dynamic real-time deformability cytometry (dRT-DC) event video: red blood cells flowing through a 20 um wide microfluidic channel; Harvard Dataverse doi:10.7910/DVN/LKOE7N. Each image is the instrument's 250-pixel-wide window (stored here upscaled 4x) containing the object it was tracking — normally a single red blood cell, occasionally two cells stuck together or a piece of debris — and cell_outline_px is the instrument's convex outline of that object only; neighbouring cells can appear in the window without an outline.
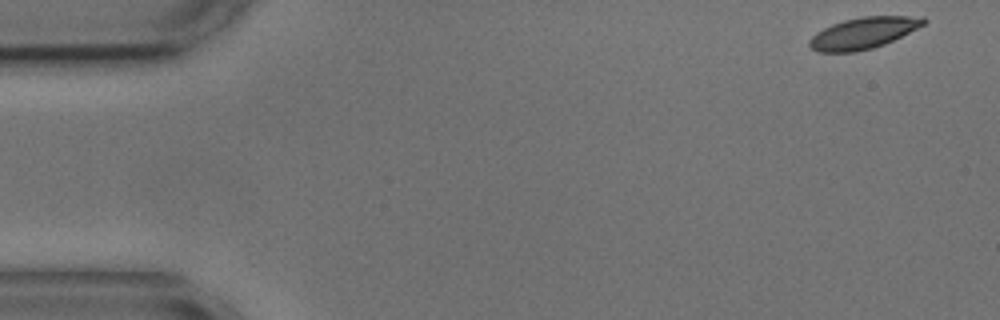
{"species": "common noctule bat (a hibernating species)", "species_latin": "Nyctalus noctula", "temperature_condition": "cold", "stored_images_in_passage": 54, "camera_frame_rate_fps": 3000, "um_per_image_px": 0.085, "animal": {"sex": "male", "body_mass_g": 17.9, "forearm_length_mm": 54.2}, "frame": {"image": 1, "passage_image": 1, "time_ms": 0.0, "image_size_px": [1000, 320], "cell_outline_px": [[928, 20], [924, 24], [884, 44], [872, 48], [856, 52], [816, 52], [808, 44], [808, 40], [816, 32], [832, 24], [844, 20], [860, 16], [924, 16]], "centroid_in_image_um": [73.35, 2.8], "position_along_channel_um": 11.6, "area_um2": 20.81}}
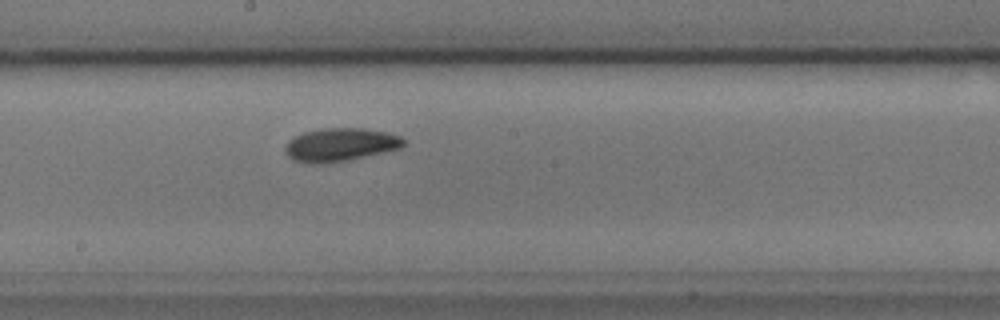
{"frame": {"image": 2, "passage_image": 28, "time_ms": 9.0, "image_size_px": [1000, 320], "cell_outline_px": [[404, 144], [400, 148], [384, 152], [324, 164], [308, 164], [292, 160], [284, 152], [284, 148], [288, 140], [304, 132], [320, 128], [364, 128], [384, 132], [400, 136], [404, 140]], "centroid_in_image_um": [28.86, 12.3], "position_along_channel_um": 219.3, "area_um2": 22.89}}
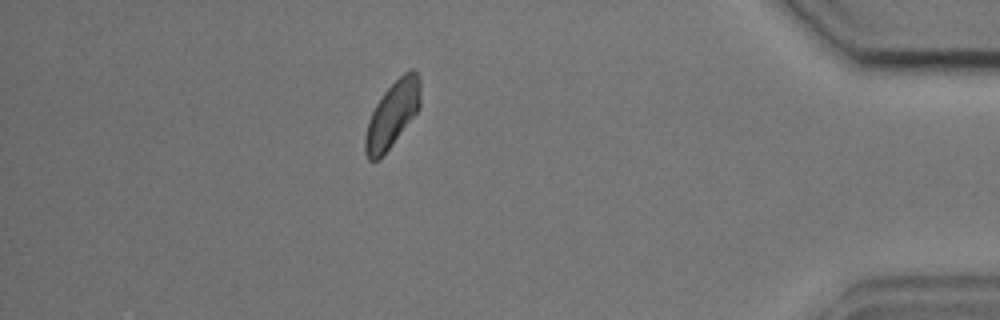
{"frame": {"image": 3, "passage_image": 47, "time_ms": 15.333, "image_size_px": [1000, 320], "cell_outline_px": [[420, 108], [380, 160], [368, 160], [364, 152], [364, 136], [368, 120], [376, 104], [384, 92], [404, 72], [412, 68], [420, 76]], "centroid_in_image_um": [33.34, 9.74], "position_along_channel_um": 401.9, "area_um2": 21.21}, "authors_computed_cell_mechanics": {"area_um2": 21.4727, "velocity_mm_per_s": 3.5789, "shape_relaxation_time_tau1_ms": 1.8657, "shape_relaxation_time_tau2_ms": 4.5453, "deformation_change_tau1": 0.0712, "deformation_change_tau2": 0.0906}}